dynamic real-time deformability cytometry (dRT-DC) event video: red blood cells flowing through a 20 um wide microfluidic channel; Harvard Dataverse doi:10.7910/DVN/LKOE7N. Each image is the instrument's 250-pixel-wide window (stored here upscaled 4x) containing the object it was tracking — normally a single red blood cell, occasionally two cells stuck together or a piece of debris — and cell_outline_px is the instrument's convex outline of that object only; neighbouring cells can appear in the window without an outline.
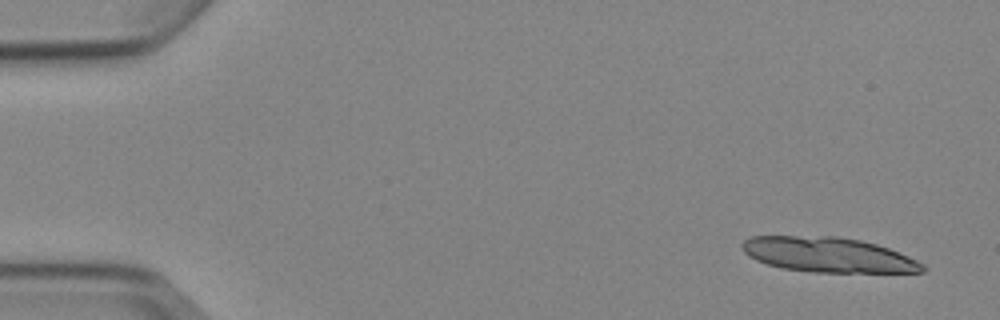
{"species": "Egyptian fruit bat (a non-hibernating species)", "species_latin": "Rousettus aegyptiacus", "temperature_condition": "cold", "stored_images_in_passage": 4, "camera_frame_rate_fps": 3000, "um_per_image_px": 0.085, "animal": {"sex": "female"}, "frame": {"image": 1, "passage_image": 1, "time_ms": 0.0, "image_size_px": [1000, 320], "cell_outline_px": [[928, 268], [924, 272], [812, 272], [780, 268], [756, 260], [748, 256], [744, 252], [740, 244], [744, 240], [752, 236], [836, 236], [860, 240], [876, 244], [888, 248], [908, 256], [924, 264]], "centroid_in_image_um": [70.38, 21.66], "position_along_channel_um": 14.6, "area_um2": 36.82}}